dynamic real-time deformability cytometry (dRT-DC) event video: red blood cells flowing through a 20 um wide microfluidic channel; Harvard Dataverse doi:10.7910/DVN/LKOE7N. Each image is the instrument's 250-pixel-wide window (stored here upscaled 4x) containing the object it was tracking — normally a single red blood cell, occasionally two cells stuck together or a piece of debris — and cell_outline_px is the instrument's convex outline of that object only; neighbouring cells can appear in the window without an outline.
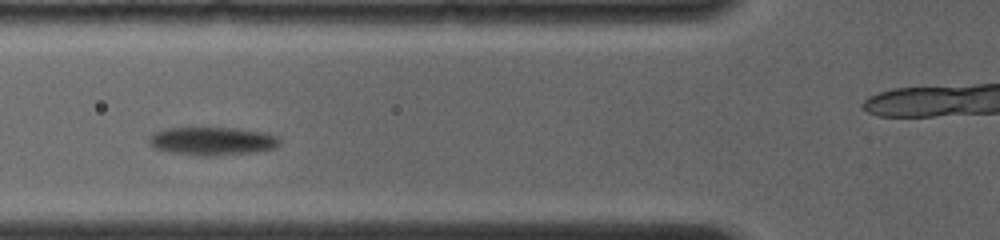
{"species": "common noctule bat (a hibernating species)", "species_latin": "Nyctalus noctula", "temperature_condition": "room temperature", "stored_images_in_passage": 7, "camera_frame_rate_fps": 4000, "um_per_image_px": 0.085, "animal": {"sex": "female", "body_mass_g": 19.0, "forearm_length_mm": 56.7}, "frame": {"image": 1, "passage_image": 3, "time_ms": 2.25, "image_size_px": [1000, 240], "cell_outline_px": [[280, 144], [276, 148], [256, 152], [212, 156], [204, 156], [172, 152], [156, 148], [148, 144], [148, 136], [152, 132], [164, 128], [236, 128], [268, 132], [276, 136], [280, 140]], "centroid_in_image_um": [18.06, 11.98], "position_along_channel_um": 107.7, "area_um2": 21.73}}
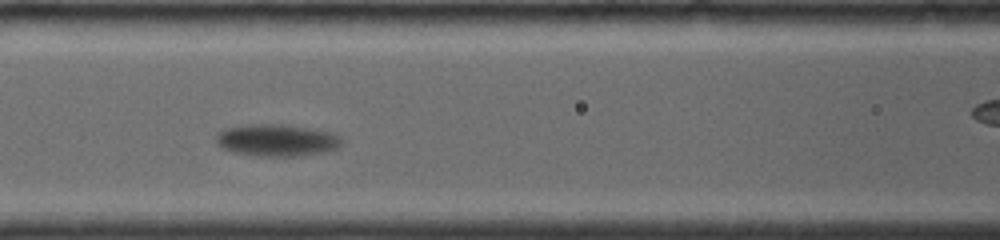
{"frame": {"image": 2, "passage_image": 4, "time_ms": 3.25, "image_size_px": [1000, 240], "cell_outline_px": [[344, 140], [336, 148], [324, 152], [296, 156], [260, 156], [236, 152], [224, 148], [216, 144], [216, 132], [224, 128], [248, 124], [280, 124], [332, 132], [340, 136]], "centroid_in_image_um": [23.51, 11.91], "position_along_channel_um": 143.1, "area_um2": 23.35}}